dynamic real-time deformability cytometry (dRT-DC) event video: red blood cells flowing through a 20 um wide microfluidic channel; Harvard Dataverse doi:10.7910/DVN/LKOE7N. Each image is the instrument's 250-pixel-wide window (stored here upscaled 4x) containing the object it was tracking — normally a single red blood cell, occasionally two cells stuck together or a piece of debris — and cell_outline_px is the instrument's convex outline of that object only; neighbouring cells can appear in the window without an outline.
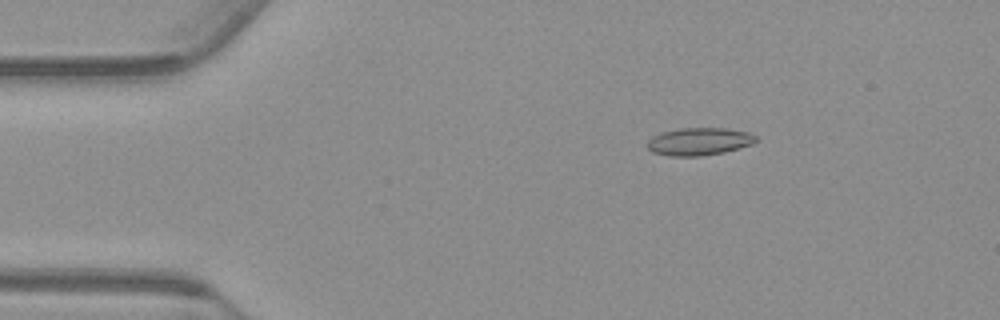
{"species": "common noctule bat (a hibernating species)", "species_latin": "Nyctalus noctula", "temperature_condition": "warm", "stored_images_in_passage": 55, "camera_frame_rate_fps": 3000, "um_per_image_px": 0.085, "animal": {"sex": "male", "body_mass_g": 23.1, "forearm_length_mm": 52.7}, "frame": {"image": 1, "passage_image": 9, "time_ms": 2.667, "image_size_px": [1000, 320], "cell_outline_px": [[756, 140], [752, 144], [724, 152], [700, 156], [668, 156], [652, 152], [648, 148], [648, 140], [652, 136], [664, 132], [680, 128], [724, 128], [748, 132], [756, 136]], "centroid_in_image_um": [59.41, 12.03], "position_along_channel_um": 25.6, "area_um2": 17.34}}
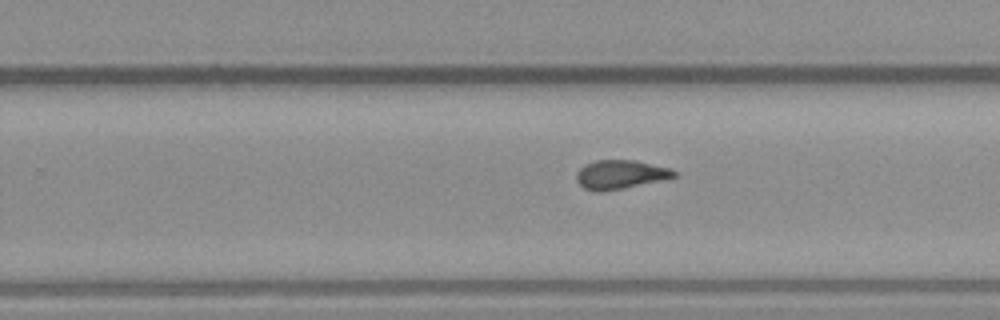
{"frame": {"image": 2, "passage_image": 34, "time_ms": 11.0, "image_size_px": [1000, 320], "cell_outline_px": [[680, 176], [624, 188], [604, 192], [596, 192], [584, 188], [576, 180], [576, 172], [584, 164], [596, 160], [636, 160], [672, 168]], "centroid_in_image_um": [52.75, 14.83], "position_along_channel_um": 277.1, "area_um2": 16.7}}
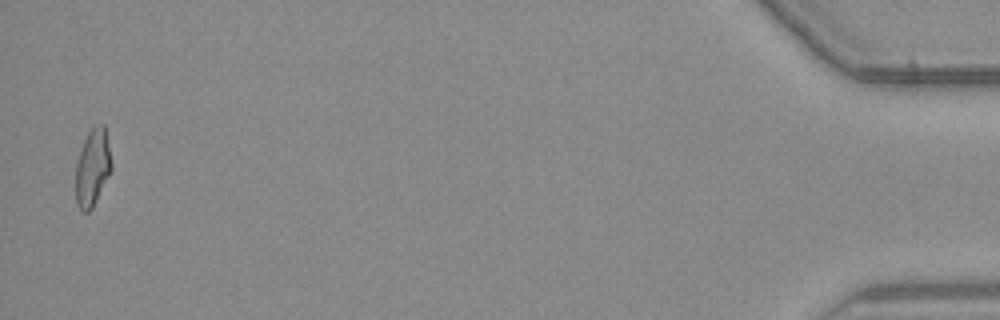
{"frame": {"image": 3, "passage_image": 54, "time_ms": 17.667, "image_size_px": [1000, 320], "cell_outline_px": [[112, 172], [92, 208], [88, 212], [80, 212], [76, 204], [76, 164], [80, 148], [88, 132], [96, 124], [104, 124], [112, 160]], "centroid_in_image_um": [7.87, 14.26], "position_along_channel_um": 427.3, "area_um2": 16.42}, "authors_computed_cell_mechanics": {"area_um2": 16.7042, "velocity_mm_per_s": 3.7567, "shape_relaxation_time_tau1_ms": null, "shape_relaxation_time_tau2_ms": 2.0675, "deformation_change_tau1": null, "deformation_change_tau2": 0.0896}}